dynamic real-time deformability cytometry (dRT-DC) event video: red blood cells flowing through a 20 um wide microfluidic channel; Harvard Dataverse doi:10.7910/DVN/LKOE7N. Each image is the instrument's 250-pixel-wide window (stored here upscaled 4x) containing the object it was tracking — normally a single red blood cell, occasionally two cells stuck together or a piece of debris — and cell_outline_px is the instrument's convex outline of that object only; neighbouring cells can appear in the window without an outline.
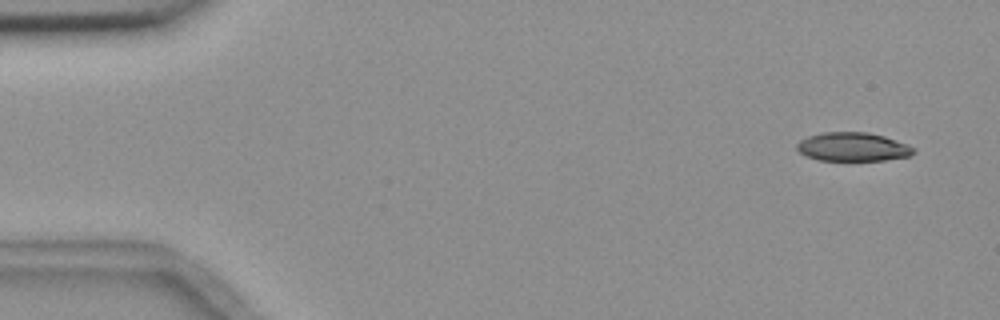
{"species": "common noctule bat (a hibernating species)", "species_latin": "Nyctalus noctula", "temperature_condition": "room temperature", "stored_images_in_passage": 6, "segment_of_instrument_passage": [1, 2], "camera_frame_rate_fps": 3000, "um_per_image_px": 0.085, "animal": {"sex": "female", "body_mass_g": 18.4}, "frame": {"image": 1, "passage_image": 1, "time_ms": 0.0, "image_size_px": [1000, 320], "cell_outline_px": [[916, 152], [908, 156], [884, 160], [820, 160], [808, 156], [800, 152], [796, 148], [796, 144], [800, 140], [808, 136], [820, 132], [868, 132], [884, 136], [908, 144], [916, 148]], "centroid_in_image_um": [72.51, 12.47], "position_along_channel_um": 12.5, "area_um2": 19.54}}